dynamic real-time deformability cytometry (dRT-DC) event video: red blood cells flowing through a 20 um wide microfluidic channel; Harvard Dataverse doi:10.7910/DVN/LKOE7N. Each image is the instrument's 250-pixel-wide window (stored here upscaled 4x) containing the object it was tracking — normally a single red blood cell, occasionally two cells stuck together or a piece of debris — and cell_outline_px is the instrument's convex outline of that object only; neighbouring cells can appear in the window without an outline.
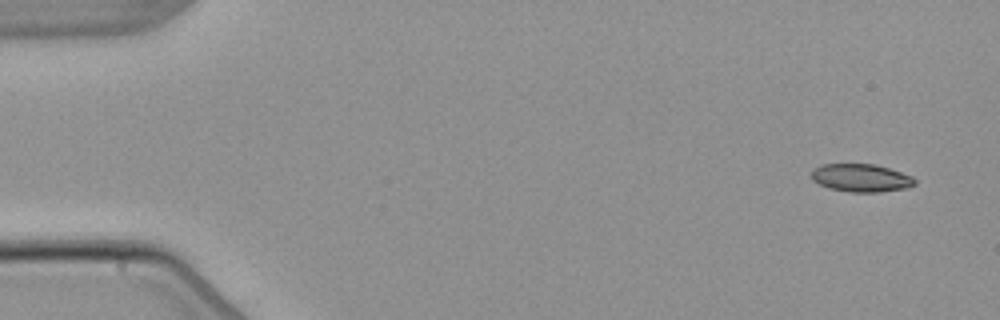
{"species": "common noctule bat (a hibernating species)", "species_latin": "Nyctalus noctula", "temperature_condition": "warm", "stored_images_in_passage": 5, "segment_of_instrument_passage": [2, 2], "camera_frame_rate_fps": 3000, "um_per_image_px": 0.085, "animal": {"sex": "male", "body_mass_g": 21.5, "forearm_length_mm": 52.0}, "frame": {"image": 1, "passage_image": 5, "time_ms": 5.667, "image_size_px": [1000, 320], "cell_outline_px": [[916, 184], [908, 188], [880, 192], [852, 192], [828, 188], [812, 180], [812, 168], [820, 164], [876, 164], [912, 176], [916, 180]], "centroid_in_image_um": [73.19, 15.12], "position_along_channel_um": 11.8, "area_um2": 16.94}}